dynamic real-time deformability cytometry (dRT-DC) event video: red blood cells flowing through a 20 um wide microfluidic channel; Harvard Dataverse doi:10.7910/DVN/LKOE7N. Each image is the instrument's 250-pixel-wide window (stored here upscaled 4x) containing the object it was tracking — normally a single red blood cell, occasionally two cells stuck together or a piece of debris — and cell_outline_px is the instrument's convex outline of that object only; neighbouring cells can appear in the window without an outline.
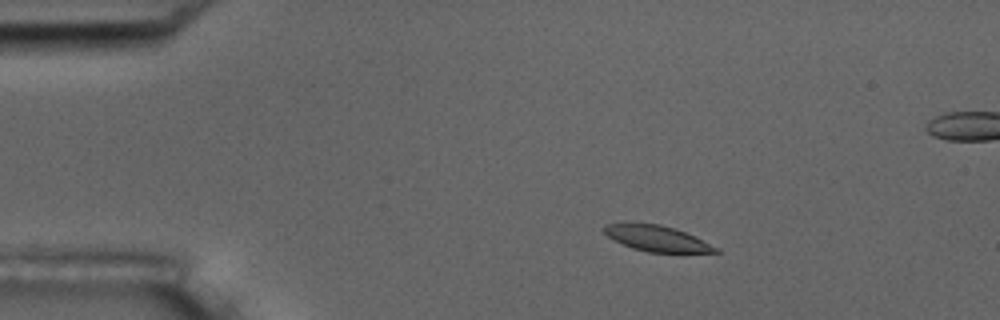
{"species": "common noctule bat (a hibernating species)", "species_latin": "Nyctalus noctula", "temperature_condition": "room temperature", "stored_images_in_passage": 6, "camera_frame_rate_fps": 3000, "um_per_image_px": 0.085, "animal": {"sex": "male", "body_mass_g": 17.5, "forearm_length_mm": 52.3}, "frame": {"image": 1, "passage_image": 3, "time_ms": 2.333, "image_size_px": [1000, 320], "cell_outline_px": [[720, 252], [648, 252], [632, 248], [608, 236], [600, 228], [604, 224], [660, 224], [676, 228], [720, 248]], "centroid_in_image_um": [55.85, 20.27], "position_along_channel_um": 29.1, "area_um2": 16.42}}